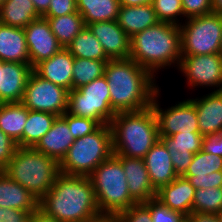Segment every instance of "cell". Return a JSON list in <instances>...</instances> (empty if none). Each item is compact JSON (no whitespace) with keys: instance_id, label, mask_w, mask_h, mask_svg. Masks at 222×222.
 Masks as SVG:
<instances>
[{"instance_id":"1","label":"cell","mask_w":222,"mask_h":222,"mask_svg":"<svg viewBox=\"0 0 222 222\" xmlns=\"http://www.w3.org/2000/svg\"><path fill=\"white\" fill-rule=\"evenodd\" d=\"M39 208L60 222H90L102 216L91 179L61 172Z\"/></svg>"},{"instance_id":"2","label":"cell","mask_w":222,"mask_h":222,"mask_svg":"<svg viewBox=\"0 0 222 222\" xmlns=\"http://www.w3.org/2000/svg\"><path fill=\"white\" fill-rule=\"evenodd\" d=\"M112 109L118 112H137L148 109L159 90L150 71L134 60H109L105 73Z\"/></svg>"},{"instance_id":"3","label":"cell","mask_w":222,"mask_h":222,"mask_svg":"<svg viewBox=\"0 0 222 222\" xmlns=\"http://www.w3.org/2000/svg\"><path fill=\"white\" fill-rule=\"evenodd\" d=\"M180 25L158 22L130 38V59L153 75L181 62ZM157 70V71H156Z\"/></svg>"},{"instance_id":"4","label":"cell","mask_w":222,"mask_h":222,"mask_svg":"<svg viewBox=\"0 0 222 222\" xmlns=\"http://www.w3.org/2000/svg\"><path fill=\"white\" fill-rule=\"evenodd\" d=\"M110 126L115 156L143 159L160 139L152 107L137 112H118Z\"/></svg>"},{"instance_id":"5","label":"cell","mask_w":222,"mask_h":222,"mask_svg":"<svg viewBox=\"0 0 222 222\" xmlns=\"http://www.w3.org/2000/svg\"><path fill=\"white\" fill-rule=\"evenodd\" d=\"M3 172L40 200L53 186L60 170L56 160L34 147H17Z\"/></svg>"},{"instance_id":"6","label":"cell","mask_w":222,"mask_h":222,"mask_svg":"<svg viewBox=\"0 0 222 222\" xmlns=\"http://www.w3.org/2000/svg\"><path fill=\"white\" fill-rule=\"evenodd\" d=\"M101 215L117 216L137 202L130 196L122 162L113 154L89 176Z\"/></svg>"},{"instance_id":"7","label":"cell","mask_w":222,"mask_h":222,"mask_svg":"<svg viewBox=\"0 0 222 222\" xmlns=\"http://www.w3.org/2000/svg\"><path fill=\"white\" fill-rule=\"evenodd\" d=\"M110 124L100 125L94 132L77 138L59 163L61 173L89 177L94 169L113 155Z\"/></svg>"},{"instance_id":"8","label":"cell","mask_w":222,"mask_h":222,"mask_svg":"<svg viewBox=\"0 0 222 222\" xmlns=\"http://www.w3.org/2000/svg\"><path fill=\"white\" fill-rule=\"evenodd\" d=\"M67 113L91 118L100 125L110 124L116 112L111 107L106 77L102 76L78 89L70 90Z\"/></svg>"},{"instance_id":"9","label":"cell","mask_w":222,"mask_h":222,"mask_svg":"<svg viewBox=\"0 0 222 222\" xmlns=\"http://www.w3.org/2000/svg\"><path fill=\"white\" fill-rule=\"evenodd\" d=\"M186 20L185 24H180L182 56L219 54L222 15L211 13Z\"/></svg>"},{"instance_id":"10","label":"cell","mask_w":222,"mask_h":222,"mask_svg":"<svg viewBox=\"0 0 222 222\" xmlns=\"http://www.w3.org/2000/svg\"><path fill=\"white\" fill-rule=\"evenodd\" d=\"M69 91L44 80L34 71L28 77L21 103L29 110L63 115L68 108Z\"/></svg>"},{"instance_id":"11","label":"cell","mask_w":222,"mask_h":222,"mask_svg":"<svg viewBox=\"0 0 222 222\" xmlns=\"http://www.w3.org/2000/svg\"><path fill=\"white\" fill-rule=\"evenodd\" d=\"M159 94L158 90L151 104L158 123L159 137L171 136L179 132H200L196 107L190 99L178 102L164 111L157 103Z\"/></svg>"},{"instance_id":"12","label":"cell","mask_w":222,"mask_h":222,"mask_svg":"<svg viewBox=\"0 0 222 222\" xmlns=\"http://www.w3.org/2000/svg\"><path fill=\"white\" fill-rule=\"evenodd\" d=\"M187 77L188 86L219 87L222 91V56L220 54L182 56L178 70Z\"/></svg>"},{"instance_id":"13","label":"cell","mask_w":222,"mask_h":222,"mask_svg":"<svg viewBox=\"0 0 222 222\" xmlns=\"http://www.w3.org/2000/svg\"><path fill=\"white\" fill-rule=\"evenodd\" d=\"M24 32L32 68L63 48L52 33L49 22L43 17L32 21L24 28Z\"/></svg>"},{"instance_id":"14","label":"cell","mask_w":222,"mask_h":222,"mask_svg":"<svg viewBox=\"0 0 222 222\" xmlns=\"http://www.w3.org/2000/svg\"><path fill=\"white\" fill-rule=\"evenodd\" d=\"M203 136L200 132H179L171 136L160 137L171 156L172 164L178 176H183L194 154L201 151Z\"/></svg>"},{"instance_id":"15","label":"cell","mask_w":222,"mask_h":222,"mask_svg":"<svg viewBox=\"0 0 222 222\" xmlns=\"http://www.w3.org/2000/svg\"><path fill=\"white\" fill-rule=\"evenodd\" d=\"M110 60L130 57V38L117 21L93 22L87 25Z\"/></svg>"},{"instance_id":"16","label":"cell","mask_w":222,"mask_h":222,"mask_svg":"<svg viewBox=\"0 0 222 222\" xmlns=\"http://www.w3.org/2000/svg\"><path fill=\"white\" fill-rule=\"evenodd\" d=\"M32 71L30 64L1 61L0 103L21 102Z\"/></svg>"},{"instance_id":"17","label":"cell","mask_w":222,"mask_h":222,"mask_svg":"<svg viewBox=\"0 0 222 222\" xmlns=\"http://www.w3.org/2000/svg\"><path fill=\"white\" fill-rule=\"evenodd\" d=\"M116 157L122 162L130 196L137 203L155 199L157 191L151 184L144 160L124 156Z\"/></svg>"},{"instance_id":"18","label":"cell","mask_w":222,"mask_h":222,"mask_svg":"<svg viewBox=\"0 0 222 222\" xmlns=\"http://www.w3.org/2000/svg\"><path fill=\"white\" fill-rule=\"evenodd\" d=\"M73 66L74 57L66 48H62L51 58L37 64L33 71L44 80L70 91L72 90Z\"/></svg>"},{"instance_id":"19","label":"cell","mask_w":222,"mask_h":222,"mask_svg":"<svg viewBox=\"0 0 222 222\" xmlns=\"http://www.w3.org/2000/svg\"><path fill=\"white\" fill-rule=\"evenodd\" d=\"M152 186L156 191L178 177L165 144L159 139L143 158Z\"/></svg>"},{"instance_id":"20","label":"cell","mask_w":222,"mask_h":222,"mask_svg":"<svg viewBox=\"0 0 222 222\" xmlns=\"http://www.w3.org/2000/svg\"><path fill=\"white\" fill-rule=\"evenodd\" d=\"M74 141L75 138L72 136L66 120L62 116H57L51 129L34 148L60 163Z\"/></svg>"},{"instance_id":"21","label":"cell","mask_w":222,"mask_h":222,"mask_svg":"<svg viewBox=\"0 0 222 222\" xmlns=\"http://www.w3.org/2000/svg\"><path fill=\"white\" fill-rule=\"evenodd\" d=\"M195 188L183 176H178L168 185L157 191L156 199L170 209L186 217L192 213Z\"/></svg>"},{"instance_id":"22","label":"cell","mask_w":222,"mask_h":222,"mask_svg":"<svg viewBox=\"0 0 222 222\" xmlns=\"http://www.w3.org/2000/svg\"><path fill=\"white\" fill-rule=\"evenodd\" d=\"M196 107L202 136L222 131V91H213L199 99H190Z\"/></svg>"},{"instance_id":"23","label":"cell","mask_w":222,"mask_h":222,"mask_svg":"<svg viewBox=\"0 0 222 222\" xmlns=\"http://www.w3.org/2000/svg\"><path fill=\"white\" fill-rule=\"evenodd\" d=\"M0 61L30 64L24 28L0 23Z\"/></svg>"},{"instance_id":"24","label":"cell","mask_w":222,"mask_h":222,"mask_svg":"<svg viewBox=\"0 0 222 222\" xmlns=\"http://www.w3.org/2000/svg\"><path fill=\"white\" fill-rule=\"evenodd\" d=\"M117 23L129 38L160 22L152 4L120 6Z\"/></svg>"},{"instance_id":"25","label":"cell","mask_w":222,"mask_h":222,"mask_svg":"<svg viewBox=\"0 0 222 222\" xmlns=\"http://www.w3.org/2000/svg\"><path fill=\"white\" fill-rule=\"evenodd\" d=\"M0 206L32 213L39 207V200L3 171H0Z\"/></svg>"},{"instance_id":"26","label":"cell","mask_w":222,"mask_h":222,"mask_svg":"<svg viewBox=\"0 0 222 222\" xmlns=\"http://www.w3.org/2000/svg\"><path fill=\"white\" fill-rule=\"evenodd\" d=\"M41 16L31 0H6L0 7V23L25 28Z\"/></svg>"},{"instance_id":"27","label":"cell","mask_w":222,"mask_h":222,"mask_svg":"<svg viewBox=\"0 0 222 222\" xmlns=\"http://www.w3.org/2000/svg\"><path fill=\"white\" fill-rule=\"evenodd\" d=\"M119 8L118 0H77V11L85 26L93 22L116 21Z\"/></svg>"},{"instance_id":"28","label":"cell","mask_w":222,"mask_h":222,"mask_svg":"<svg viewBox=\"0 0 222 222\" xmlns=\"http://www.w3.org/2000/svg\"><path fill=\"white\" fill-rule=\"evenodd\" d=\"M28 109L21 102L0 103V129L16 143L22 138Z\"/></svg>"},{"instance_id":"29","label":"cell","mask_w":222,"mask_h":222,"mask_svg":"<svg viewBox=\"0 0 222 222\" xmlns=\"http://www.w3.org/2000/svg\"><path fill=\"white\" fill-rule=\"evenodd\" d=\"M57 115L49 112L28 109V118L24 125L22 138L16 143L18 147H34L51 129Z\"/></svg>"},{"instance_id":"30","label":"cell","mask_w":222,"mask_h":222,"mask_svg":"<svg viewBox=\"0 0 222 222\" xmlns=\"http://www.w3.org/2000/svg\"><path fill=\"white\" fill-rule=\"evenodd\" d=\"M45 19L49 22L52 33L63 48H67L73 39L86 27L83 17L78 11Z\"/></svg>"},{"instance_id":"31","label":"cell","mask_w":222,"mask_h":222,"mask_svg":"<svg viewBox=\"0 0 222 222\" xmlns=\"http://www.w3.org/2000/svg\"><path fill=\"white\" fill-rule=\"evenodd\" d=\"M74 58L109 61L102 45L86 26L66 48Z\"/></svg>"},{"instance_id":"32","label":"cell","mask_w":222,"mask_h":222,"mask_svg":"<svg viewBox=\"0 0 222 222\" xmlns=\"http://www.w3.org/2000/svg\"><path fill=\"white\" fill-rule=\"evenodd\" d=\"M108 61L74 58L72 89L89 84L94 79L104 76Z\"/></svg>"},{"instance_id":"33","label":"cell","mask_w":222,"mask_h":222,"mask_svg":"<svg viewBox=\"0 0 222 222\" xmlns=\"http://www.w3.org/2000/svg\"><path fill=\"white\" fill-rule=\"evenodd\" d=\"M222 210V187L196 189L192 212L217 214Z\"/></svg>"},{"instance_id":"34","label":"cell","mask_w":222,"mask_h":222,"mask_svg":"<svg viewBox=\"0 0 222 222\" xmlns=\"http://www.w3.org/2000/svg\"><path fill=\"white\" fill-rule=\"evenodd\" d=\"M222 171V157L216 154L199 151L194 154L193 160L184 175L206 177V174Z\"/></svg>"},{"instance_id":"35","label":"cell","mask_w":222,"mask_h":222,"mask_svg":"<svg viewBox=\"0 0 222 222\" xmlns=\"http://www.w3.org/2000/svg\"><path fill=\"white\" fill-rule=\"evenodd\" d=\"M151 4L160 22L181 24L177 17H184L182 0H152Z\"/></svg>"},{"instance_id":"36","label":"cell","mask_w":222,"mask_h":222,"mask_svg":"<svg viewBox=\"0 0 222 222\" xmlns=\"http://www.w3.org/2000/svg\"><path fill=\"white\" fill-rule=\"evenodd\" d=\"M143 204L150 210L153 222H182L186 217L182 213L163 205L156 198L143 202Z\"/></svg>"},{"instance_id":"37","label":"cell","mask_w":222,"mask_h":222,"mask_svg":"<svg viewBox=\"0 0 222 222\" xmlns=\"http://www.w3.org/2000/svg\"><path fill=\"white\" fill-rule=\"evenodd\" d=\"M61 116L66 120L69 130L75 139L94 132L100 126L97 121L91 118L79 117L67 112Z\"/></svg>"},{"instance_id":"38","label":"cell","mask_w":222,"mask_h":222,"mask_svg":"<svg viewBox=\"0 0 222 222\" xmlns=\"http://www.w3.org/2000/svg\"><path fill=\"white\" fill-rule=\"evenodd\" d=\"M186 19L213 13L212 0H182Z\"/></svg>"},{"instance_id":"39","label":"cell","mask_w":222,"mask_h":222,"mask_svg":"<svg viewBox=\"0 0 222 222\" xmlns=\"http://www.w3.org/2000/svg\"><path fill=\"white\" fill-rule=\"evenodd\" d=\"M120 222H153L150 210L143 204L137 203L117 215Z\"/></svg>"},{"instance_id":"40","label":"cell","mask_w":222,"mask_h":222,"mask_svg":"<svg viewBox=\"0 0 222 222\" xmlns=\"http://www.w3.org/2000/svg\"><path fill=\"white\" fill-rule=\"evenodd\" d=\"M77 12V0H51L43 18H53Z\"/></svg>"},{"instance_id":"41","label":"cell","mask_w":222,"mask_h":222,"mask_svg":"<svg viewBox=\"0 0 222 222\" xmlns=\"http://www.w3.org/2000/svg\"><path fill=\"white\" fill-rule=\"evenodd\" d=\"M195 189H207L210 187H222V171L206 174V177L196 175H183Z\"/></svg>"},{"instance_id":"42","label":"cell","mask_w":222,"mask_h":222,"mask_svg":"<svg viewBox=\"0 0 222 222\" xmlns=\"http://www.w3.org/2000/svg\"><path fill=\"white\" fill-rule=\"evenodd\" d=\"M17 147L16 142L0 129V171L8 166Z\"/></svg>"},{"instance_id":"43","label":"cell","mask_w":222,"mask_h":222,"mask_svg":"<svg viewBox=\"0 0 222 222\" xmlns=\"http://www.w3.org/2000/svg\"><path fill=\"white\" fill-rule=\"evenodd\" d=\"M201 151L222 157V131L203 136Z\"/></svg>"},{"instance_id":"44","label":"cell","mask_w":222,"mask_h":222,"mask_svg":"<svg viewBox=\"0 0 222 222\" xmlns=\"http://www.w3.org/2000/svg\"><path fill=\"white\" fill-rule=\"evenodd\" d=\"M29 211L0 206V222H29Z\"/></svg>"},{"instance_id":"45","label":"cell","mask_w":222,"mask_h":222,"mask_svg":"<svg viewBox=\"0 0 222 222\" xmlns=\"http://www.w3.org/2000/svg\"><path fill=\"white\" fill-rule=\"evenodd\" d=\"M191 222H219L217 214L192 212L187 216Z\"/></svg>"},{"instance_id":"46","label":"cell","mask_w":222,"mask_h":222,"mask_svg":"<svg viewBox=\"0 0 222 222\" xmlns=\"http://www.w3.org/2000/svg\"><path fill=\"white\" fill-rule=\"evenodd\" d=\"M29 222H60L56 218L46 214L39 207L30 214Z\"/></svg>"},{"instance_id":"47","label":"cell","mask_w":222,"mask_h":222,"mask_svg":"<svg viewBox=\"0 0 222 222\" xmlns=\"http://www.w3.org/2000/svg\"><path fill=\"white\" fill-rule=\"evenodd\" d=\"M37 13L42 17L49 8L51 0H31Z\"/></svg>"},{"instance_id":"48","label":"cell","mask_w":222,"mask_h":222,"mask_svg":"<svg viewBox=\"0 0 222 222\" xmlns=\"http://www.w3.org/2000/svg\"><path fill=\"white\" fill-rule=\"evenodd\" d=\"M120 6H139L149 4L152 0H118Z\"/></svg>"},{"instance_id":"49","label":"cell","mask_w":222,"mask_h":222,"mask_svg":"<svg viewBox=\"0 0 222 222\" xmlns=\"http://www.w3.org/2000/svg\"><path fill=\"white\" fill-rule=\"evenodd\" d=\"M90 222H120L117 216L102 215L101 217Z\"/></svg>"},{"instance_id":"50","label":"cell","mask_w":222,"mask_h":222,"mask_svg":"<svg viewBox=\"0 0 222 222\" xmlns=\"http://www.w3.org/2000/svg\"><path fill=\"white\" fill-rule=\"evenodd\" d=\"M213 13L222 15V0H212Z\"/></svg>"},{"instance_id":"51","label":"cell","mask_w":222,"mask_h":222,"mask_svg":"<svg viewBox=\"0 0 222 222\" xmlns=\"http://www.w3.org/2000/svg\"><path fill=\"white\" fill-rule=\"evenodd\" d=\"M217 217H218L219 222H222V210H220V211L217 213Z\"/></svg>"},{"instance_id":"52","label":"cell","mask_w":222,"mask_h":222,"mask_svg":"<svg viewBox=\"0 0 222 222\" xmlns=\"http://www.w3.org/2000/svg\"><path fill=\"white\" fill-rule=\"evenodd\" d=\"M182 222H191V220L188 217H185Z\"/></svg>"},{"instance_id":"53","label":"cell","mask_w":222,"mask_h":222,"mask_svg":"<svg viewBox=\"0 0 222 222\" xmlns=\"http://www.w3.org/2000/svg\"><path fill=\"white\" fill-rule=\"evenodd\" d=\"M219 54L222 56V42H221V47H220V52Z\"/></svg>"},{"instance_id":"54","label":"cell","mask_w":222,"mask_h":222,"mask_svg":"<svg viewBox=\"0 0 222 222\" xmlns=\"http://www.w3.org/2000/svg\"><path fill=\"white\" fill-rule=\"evenodd\" d=\"M6 0H0V7Z\"/></svg>"}]
</instances>
